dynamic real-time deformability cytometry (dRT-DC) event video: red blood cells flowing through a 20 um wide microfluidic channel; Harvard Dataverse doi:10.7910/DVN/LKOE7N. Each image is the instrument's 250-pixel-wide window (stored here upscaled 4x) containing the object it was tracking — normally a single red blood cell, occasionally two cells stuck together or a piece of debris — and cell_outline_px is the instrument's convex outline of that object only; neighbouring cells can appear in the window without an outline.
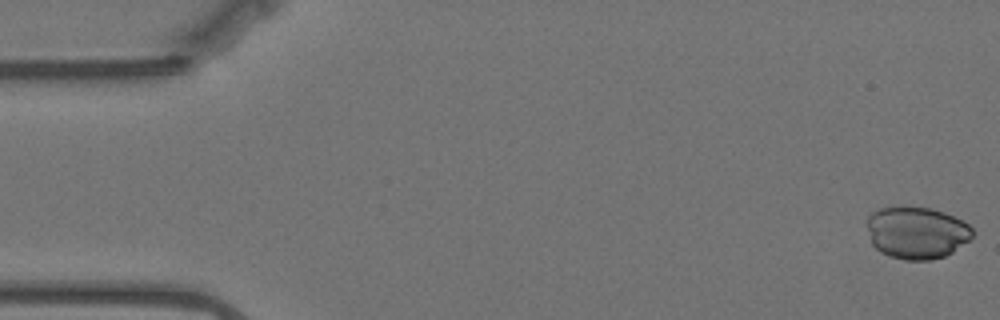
{"species": "Egyptian fruit bat (a non-hibernating species)", "species_latin": "Rousettus aegyptiacus", "temperature_condition": "warm", "stored_images_in_passage": 57, "camera_frame_rate_fps": 3000, "um_per_image_px": 0.085, "animal": {"sex": "female"}, "frame": {"image": 1, "passage_image": 1, "time_ms": 0.0, "image_size_px": [1000, 320], "cell_outline_px": [[972, 236], [968, 240], [952, 252], [944, 256], [932, 260], [904, 260], [888, 256], [880, 252], [872, 244], [868, 228], [868, 216], [872, 212], [880, 208], [900, 204], [932, 208], [944, 212], [968, 224], [972, 228]], "centroid_in_image_um": [77.88, 19.75], "position_along_channel_um": 7.1, "area_um2": 32.37}}
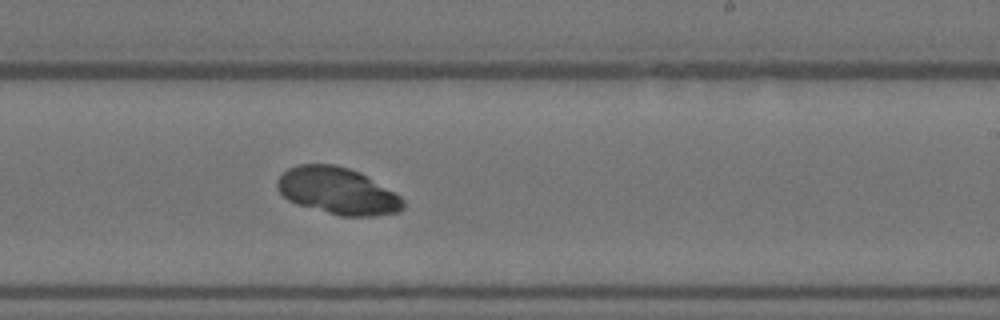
{"frame": {"image": 2, "passage_image": 34, "time_ms": 11.0, "image_size_px": [1000, 320], "cell_outline_px": [[404, 208], [400, 212], [376, 216], [340, 216], [296, 204], [288, 200], [276, 188], [276, 180], [288, 168], [296, 164], [336, 164], [360, 172], [400, 196], [404, 200]], "centroid_in_image_um": [28.68, 16.23], "position_along_channel_um": 260.3, "area_um2": 34.51}}
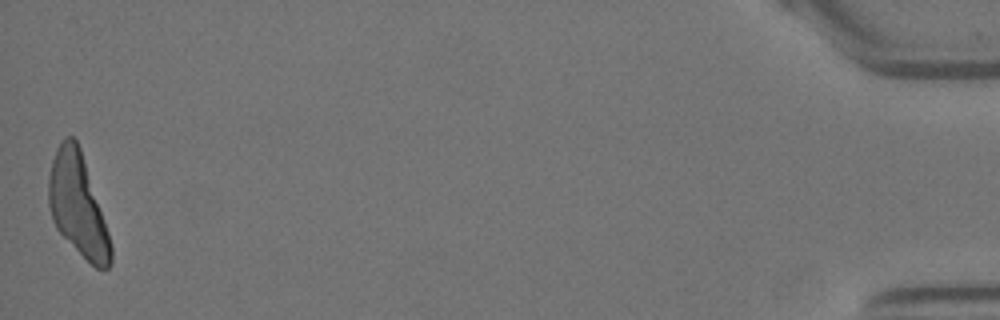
{"frame": {"image": 3, "passage_image": 57, "time_ms": 18.667, "image_size_px": [1000, 320], "cell_outline_px": [[112, 264], [108, 268], [96, 268], [56, 228], [52, 220], [48, 204], [48, 176], [52, 160], [56, 148], [60, 140], [64, 136], [72, 136], [76, 140], [80, 148], [108, 232], [112, 248]], "centroid_in_image_um": [6.58, 17.39], "position_along_channel_um": 428.6, "area_um2": 36.36}}